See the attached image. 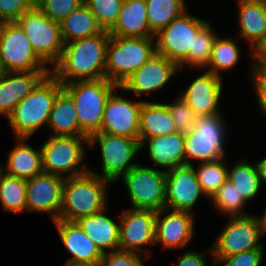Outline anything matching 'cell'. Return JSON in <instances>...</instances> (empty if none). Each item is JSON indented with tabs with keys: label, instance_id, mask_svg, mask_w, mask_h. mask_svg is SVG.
<instances>
[{
	"label": "cell",
	"instance_id": "8d00e7d4",
	"mask_svg": "<svg viewBox=\"0 0 266 266\" xmlns=\"http://www.w3.org/2000/svg\"><path fill=\"white\" fill-rule=\"evenodd\" d=\"M210 199L218 212L229 217L248 215L244 210L247 202L228 179Z\"/></svg>",
	"mask_w": 266,
	"mask_h": 266
},
{
	"label": "cell",
	"instance_id": "4dcf8cb0",
	"mask_svg": "<svg viewBox=\"0 0 266 266\" xmlns=\"http://www.w3.org/2000/svg\"><path fill=\"white\" fill-rule=\"evenodd\" d=\"M240 160L231 167V170L228 167L227 179L248 203L259 194L262 184L256 163H250L246 158Z\"/></svg>",
	"mask_w": 266,
	"mask_h": 266
},
{
	"label": "cell",
	"instance_id": "8fae6325",
	"mask_svg": "<svg viewBox=\"0 0 266 266\" xmlns=\"http://www.w3.org/2000/svg\"><path fill=\"white\" fill-rule=\"evenodd\" d=\"M121 178L132 209L159 211L165 208L166 170L137 164Z\"/></svg>",
	"mask_w": 266,
	"mask_h": 266
},
{
	"label": "cell",
	"instance_id": "7dc6e473",
	"mask_svg": "<svg viewBox=\"0 0 266 266\" xmlns=\"http://www.w3.org/2000/svg\"><path fill=\"white\" fill-rule=\"evenodd\" d=\"M266 60V40L254 53L253 62L256 69Z\"/></svg>",
	"mask_w": 266,
	"mask_h": 266
},
{
	"label": "cell",
	"instance_id": "d590c367",
	"mask_svg": "<svg viewBox=\"0 0 266 266\" xmlns=\"http://www.w3.org/2000/svg\"><path fill=\"white\" fill-rule=\"evenodd\" d=\"M195 168L202 191L207 198H211L219 187L227 181L228 166L223 159L199 163Z\"/></svg>",
	"mask_w": 266,
	"mask_h": 266
},
{
	"label": "cell",
	"instance_id": "7402d4cb",
	"mask_svg": "<svg viewBox=\"0 0 266 266\" xmlns=\"http://www.w3.org/2000/svg\"><path fill=\"white\" fill-rule=\"evenodd\" d=\"M239 34L251 47V56L266 40V0H237Z\"/></svg>",
	"mask_w": 266,
	"mask_h": 266
},
{
	"label": "cell",
	"instance_id": "d6986e66",
	"mask_svg": "<svg viewBox=\"0 0 266 266\" xmlns=\"http://www.w3.org/2000/svg\"><path fill=\"white\" fill-rule=\"evenodd\" d=\"M193 213L162 208L155 221V244L163 249H180L192 241L195 233Z\"/></svg>",
	"mask_w": 266,
	"mask_h": 266
},
{
	"label": "cell",
	"instance_id": "603a6c76",
	"mask_svg": "<svg viewBox=\"0 0 266 266\" xmlns=\"http://www.w3.org/2000/svg\"><path fill=\"white\" fill-rule=\"evenodd\" d=\"M51 71L4 72L0 76V115L5 118Z\"/></svg>",
	"mask_w": 266,
	"mask_h": 266
},
{
	"label": "cell",
	"instance_id": "9c48e42d",
	"mask_svg": "<svg viewBox=\"0 0 266 266\" xmlns=\"http://www.w3.org/2000/svg\"><path fill=\"white\" fill-rule=\"evenodd\" d=\"M26 34L36 55L47 65L60 59L64 41L60 23L46 16L37 6L25 11L16 21Z\"/></svg>",
	"mask_w": 266,
	"mask_h": 266
},
{
	"label": "cell",
	"instance_id": "8992f818",
	"mask_svg": "<svg viewBox=\"0 0 266 266\" xmlns=\"http://www.w3.org/2000/svg\"><path fill=\"white\" fill-rule=\"evenodd\" d=\"M222 113L199 116L193 128L184 134L185 165L224 159L226 138V121Z\"/></svg>",
	"mask_w": 266,
	"mask_h": 266
},
{
	"label": "cell",
	"instance_id": "f6af8a7d",
	"mask_svg": "<svg viewBox=\"0 0 266 266\" xmlns=\"http://www.w3.org/2000/svg\"><path fill=\"white\" fill-rule=\"evenodd\" d=\"M259 110L266 114V80H251ZM266 116V115H265Z\"/></svg>",
	"mask_w": 266,
	"mask_h": 266
},
{
	"label": "cell",
	"instance_id": "cb8c5ba5",
	"mask_svg": "<svg viewBox=\"0 0 266 266\" xmlns=\"http://www.w3.org/2000/svg\"><path fill=\"white\" fill-rule=\"evenodd\" d=\"M147 144L150 160L166 171L177 166L185 165L184 133L151 137L140 142L141 150Z\"/></svg>",
	"mask_w": 266,
	"mask_h": 266
},
{
	"label": "cell",
	"instance_id": "ee69618b",
	"mask_svg": "<svg viewBox=\"0 0 266 266\" xmlns=\"http://www.w3.org/2000/svg\"><path fill=\"white\" fill-rule=\"evenodd\" d=\"M212 255L211 248L209 250H206L204 252H196L189 250L181 255L179 257V260L177 262L176 266H207V260H206V254L209 253Z\"/></svg>",
	"mask_w": 266,
	"mask_h": 266
},
{
	"label": "cell",
	"instance_id": "d4e9b609",
	"mask_svg": "<svg viewBox=\"0 0 266 266\" xmlns=\"http://www.w3.org/2000/svg\"><path fill=\"white\" fill-rule=\"evenodd\" d=\"M110 36L154 38L146 9V0H124Z\"/></svg>",
	"mask_w": 266,
	"mask_h": 266
},
{
	"label": "cell",
	"instance_id": "4fadbf2b",
	"mask_svg": "<svg viewBox=\"0 0 266 266\" xmlns=\"http://www.w3.org/2000/svg\"><path fill=\"white\" fill-rule=\"evenodd\" d=\"M208 23L188 11L184 12L155 34L156 53L179 65L189 50H193L195 36Z\"/></svg>",
	"mask_w": 266,
	"mask_h": 266
},
{
	"label": "cell",
	"instance_id": "f35d334b",
	"mask_svg": "<svg viewBox=\"0 0 266 266\" xmlns=\"http://www.w3.org/2000/svg\"><path fill=\"white\" fill-rule=\"evenodd\" d=\"M170 104L166 103L173 118L177 131L180 133L189 132L197 122L198 115L187 105V102L180 94Z\"/></svg>",
	"mask_w": 266,
	"mask_h": 266
},
{
	"label": "cell",
	"instance_id": "bcb514c9",
	"mask_svg": "<svg viewBox=\"0 0 266 266\" xmlns=\"http://www.w3.org/2000/svg\"><path fill=\"white\" fill-rule=\"evenodd\" d=\"M249 74L251 80H266V60L257 69L252 62Z\"/></svg>",
	"mask_w": 266,
	"mask_h": 266
},
{
	"label": "cell",
	"instance_id": "f907efd6",
	"mask_svg": "<svg viewBox=\"0 0 266 266\" xmlns=\"http://www.w3.org/2000/svg\"><path fill=\"white\" fill-rule=\"evenodd\" d=\"M4 69H3V67H2V65H1V61H0V76H2L3 74H4Z\"/></svg>",
	"mask_w": 266,
	"mask_h": 266
},
{
	"label": "cell",
	"instance_id": "52a82bcc",
	"mask_svg": "<svg viewBox=\"0 0 266 266\" xmlns=\"http://www.w3.org/2000/svg\"><path fill=\"white\" fill-rule=\"evenodd\" d=\"M85 144L88 147V136L50 135L40 147L43 171L63 178L86 173L89 168L83 164Z\"/></svg>",
	"mask_w": 266,
	"mask_h": 266
},
{
	"label": "cell",
	"instance_id": "74e56055",
	"mask_svg": "<svg viewBox=\"0 0 266 266\" xmlns=\"http://www.w3.org/2000/svg\"><path fill=\"white\" fill-rule=\"evenodd\" d=\"M124 0H84L100 27L109 31L117 21Z\"/></svg>",
	"mask_w": 266,
	"mask_h": 266
},
{
	"label": "cell",
	"instance_id": "d6a6232c",
	"mask_svg": "<svg viewBox=\"0 0 266 266\" xmlns=\"http://www.w3.org/2000/svg\"><path fill=\"white\" fill-rule=\"evenodd\" d=\"M0 202L4 212L27 211L26 181L0 171Z\"/></svg>",
	"mask_w": 266,
	"mask_h": 266
},
{
	"label": "cell",
	"instance_id": "60d3db41",
	"mask_svg": "<svg viewBox=\"0 0 266 266\" xmlns=\"http://www.w3.org/2000/svg\"><path fill=\"white\" fill-rule=\"evenodd\" d=\"M142 257L148 258L142 254L116 250L103 253L100 261L101 266H145Z\"/></svg>",
	"mask_w": 266,
	"mask_h": 266
},
{
	"label": "cell",
	"instance_id": "7bdbcfd3",
	"mask_svg": "<svg viewBox=\"0 0 266 266\" xmlns=\"http://www.w3.org/2000/svg\"><path fill=\"white\" fill-rule=\"evenodd\" d=\"M34 6L36 0H0V19L2 22H15Z\"/></svg>",
	"mask_w": 266,
	"mask_h": 266
},
{
	"label": "cell",
	"instance_id": "ac0fdd59",
	"mask_svg": "<svg viewBox=\"0 0 266 266\" xmlns=\"http://www.w3.org/2000/svg\"><path fill=\"white\" fill-rule=\"evenodd\" d=\"M63 183V177L45 172L26 181L27 212H44L53 222L59 220Z\"/></svg>",
	"mask_w": 266,
	"mask_h": 266
},
{
	"label": "cell",
	"instance_id": "7c38bea8",
	"mask_svg": "<svg viewBox=\"0 0 266 266\" xmlns=\"http://www.w3.org/2000/svg\"><path fill=\"white\" fill-rule=\"evenodd\" d=\"M0 61L5 72L51 71L16 22H3L0 27Z\"/></svg>",
	"mask_w": 266,
	"mask_h": 266
},
{
	"label": "cell",
	"instance_id": "5b68a950",
	"mask_svg": "<svg viewBox=\"0 0 266 266\" xmlns=\"http://www.w3.org/2000/svg\"><path fill=\"white\" fill-rule=\"evenodd\" d=\"M118 87L106 78L63 85L76 106L79 127L88 137L100 130L106 102Z\"/></svg>",
	"mask_w": 266,
	"mask_h": 266
},
{
	"label": "cell",
	"instance_id": "277c9868",
	"mask_svg": "<svg viewBox=\"0 0 266 266\" xmlns=\"http://www.w3.org/2000/svg\"><path fill=\"white\" fill-rule=\"evenodd\" d=\"M155 53V38L110 36L106 46V79L121 86Z\"/></svg>",
	"mask_w": 266,
	"mask_h": 266
},
{
	"label": "cell",
	"instance_id": "4316f807",
	"mask_svg": "<svg viewBox=\"0 0 266 266\" xmlns=\"http://www.w3.org/2000/svg\"><path fill=\"white\" fill-rule=\"evenodd\" d=\"M105 211L107 208L76 221L102 253L119 250V220L116 223Z\"/></svg>",
	"mask_w": 266,
	"mask_h": 266
},
{
	"label": "cell",
	"instance_id": "5bb4252c",
	"mask_svg": "<svg viewBox=\"0 0 266 266\" xmlns=\"http://www.w3.org/2000/svg\"><path fill=\"white\" fill-rule=\"evenodd\" d=\"M157 211L126 209L119 218V250L135 252L150 257L148 245L155 244V221ZM148 251H147V250Z\"/></svg>",
	"mask_w": 266,
	"mask_h": 266
},
{
	"label": "cell",
	"instance_id": "1f68e13d",
	"mask_svg": "<svg viewBox=\"0 0 266 266\" xmlns=\"http://www.w3.org/2000/svg\"><path fill=\"white\" fill-rule=\"evenodd\" d=\"M185 0H146L147 18L151 31L156 34L173 19L187 11Z\"/></svg>",
	"mask_w": 266,
	"mask_h": 266
},
{
	"label": "cell",
	"instance_id": "ab89813d",
	"mask_svg": "<svg viewBox=\"0 0 266 266\" xmlns=\"http://www.w3.org/2000/svg\"><path fill=\"white\" fill-rule=\"evenodd\" d=\"M84 3V0H36V6L50 19L62 21L69 13Z\"/></svg>",
	"mask_w": 266,
	"mask_h": 266
},
{
	"label": "cell",
	"instance_id": "f546056e",
	"mask_svg": "<svg viewBox=\"0 0 266 266\" xmlns=\"http://www.w3.org/2000/svg\"><path fill=\"white\" fill-rule=\"evenodd\" d=\"M59 23L64 44L77 39L91 37L103 31L94 14L84 3L72 10Z\"/></svg>",
	"mask_w": 266,
	"mask_h": 266
},
{
	"label": "cell",
	"instance_id": "681fc988",
	"mask_svg": "<svg viewBox=\"0 0 266 266\" xmlns=\"http://www.w3.org/2000/svg\"><path fill=\"white\" fill-rule=\"evenodd\" d=\"M264 213L261 214V216L257 215V218H258V221H259V224H260V229H261V232H262V235H266V207L263 211Z\"/></svg>",
	"mask_w": 266,
	"mask_h": 266
},
{
	"label": "cell",
	"instance_id": "30bf717a",
	"mask_svg": "<svg viewBox=\"0 0 266 266\" xmlns=\"http://www.w3.org/2000/svg\"><path fill=\"white\" fill-rule=\"evenodd\" d=\"M257 215L228 217V222L211 247L213 263L221 258L252 249H264ZM261 240V241H260Z\"/></svg>",
	"mask_w": 266,
	"mask_h": 266
},
{
	"label": "cell",
	"instance_id": "44dd1931",
	"mask_svg": "<svg viewBox=\"0 0 266 266\" xmlns=\"http://www.w3.org/2000/svg\"><path fill=\"white\" fill-rule=\"evenodd\" d=\"M54 224L60 241L71 255L64 266L93 265L100 263L103 253L86 235L76 221L56 220Z\"/></svg>",
	"mask_w": 266,
	"mask_h": 266
},
{
	"label": "cell",
	"instance_id": "e575fe53",
	"mask_svg": "<svg viewBox=\"0 0 266 266\" xmlns=\"http://www.w3.org/2000/svg\"><path fill=\"white\" fill-rule=\"evenodd\" d=\"M210 22L195 36L193 50H189L188 56L178 65L180 70L188 65L193 69H204L211 58L214 41L217 37L212 30Z\"/></svg>",
	"mask_w": 266,
	"mask_h": 266
},
{
	"label": "cell",
	"instance_id": "c3c4849f",
	"mask_svg": "<svg viewBox=\"0 0 266 266\" xmlns=\"http://www.w3.org/2000/svg\"><path fill=\"white\" fill-rule=\"evenodd\" d=\"M258 168L261 183H266V157L262 158L261 161L255 162Z\"/></svg>",
	"mask_w": 266,
	"mask_h": 266
},
{
	"label": "cell",
	"instance_id": "b9f144b4",
	"mask_svg": "<svg viewBox=\"0 0 266 266\" xmlns=\"http://www.w3.org/2000/svg\"><path fill=\"white\" fill-rule=\"evenodd\" d=\"M264 249H252L221 258L217 266H262Z\"/></svg>",
	"mask_w": 266,
	"mask_h": 266
},
{
	"label": "cell",
	"instance_id": "e0dca14e",
	"mask_svg": "<svg viewBox=\"0 0 266 266\" xmlns=\"http://www.w3.org/2000/svg\"><path fill=\"white\" fill-rule=\"evenodd\" d=\"M180 71L179 66L166 57L155 53L141 68L128 77L119 89L124 96L131 92L134 96L154 93L162 89Z\"/></svg>",
	"mask_w": 266,
	"mask_h": 266
},
{
	"label": "cell",
	"instance_id": "2e32d148",
	"mask_svg": "<svg viewBox=\"0 0 266 266\" xmlns=\"http://www.w3.org/2000/svg\"><path fill=\"white\" fill-rule=\"evenodd\" d=\"M205 194L194 165L177 166L166 171L165 208L193 213L199 197Z\"/></svg>",
	"mask_w": 266,
	"mask_h": 266
},
{
	"label": "cell",
	"instance_id": "3957f363",
	"mask_svg": "<svg viewBox=\"0 0 266 266\" xmlns=\"http://www.w3.org/2000/svg\"><path fill=\"white\" fill-rule=\"evenodd\" d=\"M63 85L50 73L25 96L7 117L16 138L30 139L36 131L48 125L50 112Z\"/></svg>",
	"mask_w": 266,
	"mask_h": 266
},
{
	"label": "cell",
	"instance_id": "83f0119b",
	"mask_svg": "<svg viewBox=\"0 0 266 266\" xmlns=\"http://www.w3.org/2000/svg\"><path fill=\"white\" fill-rule=\"evenodd\" d=\"M176 132L177 128L165 103L143 101L139 120V142Z\"/></svg>",
	"mask_w": 266,
	"mask_h": 266
},
{
	"label": "cell",
	"instance_id": "816d5d0a",
	"mask_svg": "<svg viewBox=\"0 0 266 266\" xmlns=\"http://www.w3.org/2000/svg\"><path fill=\"white\" fill-rule=\"evenodd\" d=\"M73 266H101L100 263L98 264H93V265H73Z\"/></svg>",
	"mask_w": 266,
	"mask_h": 266
},
{
	"label": "cell",
	"instance_id": "6da1fadb",
	"mask_svg": "<svg viewBox=\"0 0 266 266\" xmlns=\"http://www.w3.org/2000/svg\"><path fill=\"white\" fill-rule=\"evenodd\" d=\"M110 34L102 31L91 37L66 43L51 74L62 84L105 77L106 46Z\"/></svg>",
	"mask_w": 266,
	"mask_h": 266
},
{
	"label": "cell",
	"instance_id": "ffe728a7",
	"mask_svg": "<svg viewBox=\"0 0 266 266\" xmlns=\"http://www.w3.org/2000/svg\"><path fill=\"white\" fill-rule=\"evenodd\" d=\"M223 78L209 71L195 78L180 95L198 116L223 113L220 98L223 92Z\"/></svg>",
	"mask_w": 266,
	"mask_h": 266
},
{
	"label": "cell",
	"instance_id": "484cf974",
	"mask_svg": "<svg viewBox=\"0 0 266 266\" xmlns=\"http://www.w3.org/2000/svg\"><path fill=\"white\" fill-rule=\"evenodd\" d=\"M27 140L28 138H16V145L9 151L5 165H1V171L25 181L44 172L40 147L33 148Z\"/></svg>",
	"mask_w": 266,
	"mask_h": 266
},
{
	"label": "cell",
	"instance_id": "836d02e7",
	"mask_svg": "<svg viewBox=\"0 0 266 266\" xmlns=\"http://www.w3.org/2000/svg\"><path fill=\"white\" fill-rule=\"evenodd\" d=\"M239 48L233 38H219L217 35L213 44L210 61L205 68L208 67L207 71L223 77L221 71L228 72L239 62L241 56Z\"/></svg>",
	"mask_w": 266,
	"mask_h": 266
},
{
	"label": "cell",
	"instance_id": "7a4b0ae2",
	"mask_svg": "<svg viewBox=\"0 0 266 266\" xmlns=\"http://www.w3.org/2000/svg\"><path fill=\"white\" fill-rule=\"evenodd\" d=\"M109 180L87 171L70 178H64L62 204L59 220L77 221L108 207Z\"/></svg>",
	"mask_w": 266,
	"mask_h": 266
},
{
	"label": "cell",
	"instance_id": "9a60e30c",
	"mask_svg": "<svg viewBox=\"0 0 266 266\" xmlns=\"http://www.w3.org/2000/svg\"><path fill=\"white\" fill-rule=\"evenodd\" d=\"M114 90L105 105L100 130L111 135L126 136L139 141V120L143 100L127 99Z\"/></svg>",
	"mask_w": 266,
	"mask_h": 266
},
{
	"label": "cell",
	"instance_id": "ba28073f",
	"mask_svg": "<svg viewBox=\"0 0 266 266\" xmlns=\"http://www.w3.org/2000/svg\"><path fill=\"white\" fill-rule=\"evenodd\" d=\"M96 144L100 146L102 172L98 174L90 168L89 171L111 183H116L138 164L131 162L141 151L140 142L134 138L96 132L88 137V147L93 148Z\"/></svg>",
	"mask_w": 266,
	"mask_h": 266
},
{
	"label": "cell",
	"instance_id": "f1b7e54d",
	"mask_svg": "<svg viewBox=\"0 0 266 266\" xmlns=\"http://www.w3.org/2000/svg\"><path fill=\"white\" fill-rule=\"evenodd\" d=\"M47 127L51 136H87L79 127L74 101L64 89L54 101Z\"/></svg>",
	"mask_w": 266,
	"mask_h": 266
}]
</instances>
